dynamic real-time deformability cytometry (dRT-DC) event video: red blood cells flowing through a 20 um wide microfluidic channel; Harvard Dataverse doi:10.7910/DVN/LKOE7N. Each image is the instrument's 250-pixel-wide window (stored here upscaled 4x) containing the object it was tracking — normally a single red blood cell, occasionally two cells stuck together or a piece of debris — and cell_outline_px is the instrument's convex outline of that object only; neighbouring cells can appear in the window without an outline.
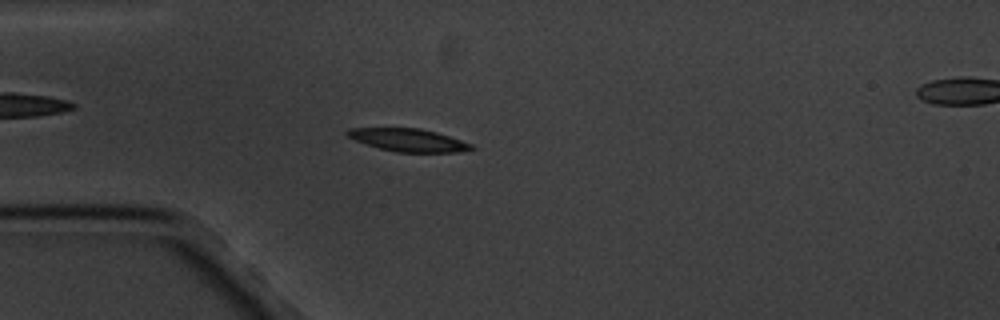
{"species": "common noctule bat (a hibernating species)", "species_latin": "Nyctalus noctula", "temperature_condition": "cold", "stored_images_in_passage": 4, "segment_of_instrument_passage": [1, 2], "camera_frame_rate_fps": 3000, "um_per_image_px": 0.085, "animal": {"sex": "male", "body_mass_g": 20.1, "forearm_length_mm": 53.5}, "frame": {"image": 1, "passage_image": 3, "time_ms": 2.333, "image_size_px": [1000, 320], "cell_outline_px": [[476, 148], [456, 152], [396, 152], [380, 148], [356, 140], [348, 136], [344, 132], [348, 128], [420, 128], [436, 132], [472, 144]], "centroid_in_image_um": [34.7, 11.9], "position_along_channel_um": 50.3, "area_um2": 16.24}}